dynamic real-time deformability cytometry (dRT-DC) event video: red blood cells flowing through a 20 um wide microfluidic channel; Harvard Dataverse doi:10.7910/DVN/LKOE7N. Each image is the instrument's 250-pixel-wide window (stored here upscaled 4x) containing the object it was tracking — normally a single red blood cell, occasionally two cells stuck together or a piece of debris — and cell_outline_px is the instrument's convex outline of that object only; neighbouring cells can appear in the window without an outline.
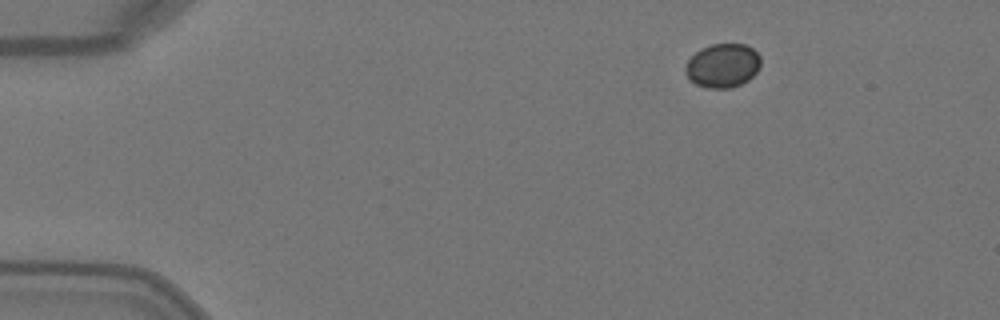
{"species": "Egyptian fruit bat (a non-hibernating species)", "species_latin": "Rousettus aegyptiacus", "temperature_condition": "warm", "stored_images_in_passage": 4, "camera_frame_rate_fps": 3000, "um_per_image_px": 0.085, "animal": {"sex": "female"}, "frame": {"image": 1, "passage_image": 1, "time_ms": 0.0, "image_size_px": [1000, 320], "cell_outline_px": [[760, 68], [748, 80], [732, 88], [704, 88], [688, 80], [684, 68], [688, 60], [696, 52], [712, 44], [744, 44], [752, 48], [760, 56]], "centroid_in_image_um": [61.42, 5.59], "position_along_channel_um": 23.6, "area_um2": 19.31}}
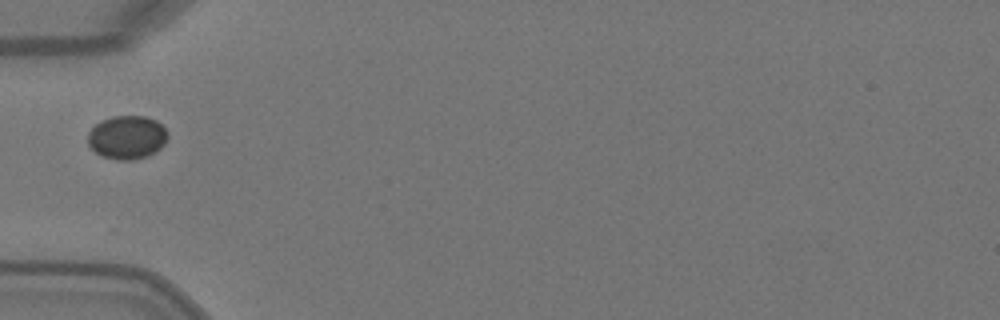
{"frame": {"image": 2, "passage_image": 4, "time_ms": 1.0, "image_size_px": [1000, 320], "cell_outline_px": [[168, 136], [164, 144], [160, 148], [148, 156], [132, 160], [116, 160], [100, 156], [88, 144], [88, 132], [100, 120], [112, 116], [144, 116], [156, 120], [168, 132]], "centroid_in_image_um": [10.79, 11.67], "position_along_channel_um": 74.2, "area_um2": 20.35}}